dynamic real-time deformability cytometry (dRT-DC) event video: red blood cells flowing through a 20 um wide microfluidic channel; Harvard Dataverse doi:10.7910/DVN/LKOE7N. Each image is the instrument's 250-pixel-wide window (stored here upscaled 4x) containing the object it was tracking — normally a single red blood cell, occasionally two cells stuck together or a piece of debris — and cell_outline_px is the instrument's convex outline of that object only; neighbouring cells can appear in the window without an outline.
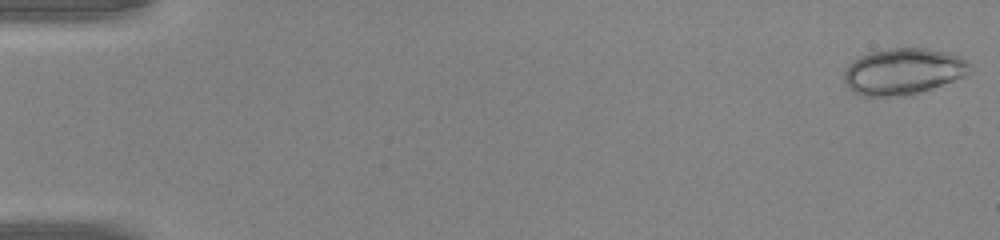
{"species": "common noctule bat (a hibernating species)", "species_latin": "Nyctalus noctula", "temperature_condition": "warm", "stored_images_in_passage": 46, "camera_frame_rate_fps": 3000, "um_per_image_px": 0.085, "animal": {"sex": "male", "body_mass_g": 20.0, "forearm_length_mm": 53.3}, "frame": {"image": 1, "passage_image": 1, "time_ms": 0.0, "image_size_px": [1000, 240], "cell_outline_px": [[972, 68], [964, 76], [932, 88], [916, 92], [888, 96], [864, 96], [852, 92], [844, 84], [844, 68], [848, 64], [860, 56], [868, 52], [892, 48], [924, 48], [948, 52], [960, 56], [972, 64]], "centroid_in_image_um": [76.74, 6.05], "position_along_channel_um": 8.3, "area_um2": 33.87}}
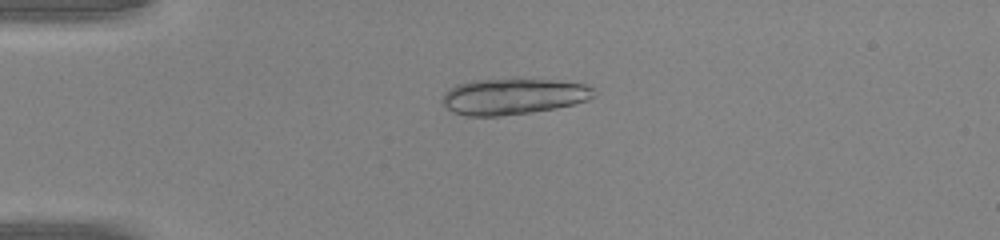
{"frame": {"image": 2, "passage_image": 12, "time_ms": 3.667, "image_size_px": [1000, 240], "cell_outline_px": [[596, 96], [588, 100], [556, 108], [532, 112], [500, 116], [468, 116], [452, 112], [444, 104], [444, 92], [448, 88], [456, 84], [472, 80], [512, 76], [516, 76], [588, 84], [592, 88]], "centroid_in_image_um": [43.63, 8.15], "position_along_channel_um": 41.4, "area_um2": 32.83}}